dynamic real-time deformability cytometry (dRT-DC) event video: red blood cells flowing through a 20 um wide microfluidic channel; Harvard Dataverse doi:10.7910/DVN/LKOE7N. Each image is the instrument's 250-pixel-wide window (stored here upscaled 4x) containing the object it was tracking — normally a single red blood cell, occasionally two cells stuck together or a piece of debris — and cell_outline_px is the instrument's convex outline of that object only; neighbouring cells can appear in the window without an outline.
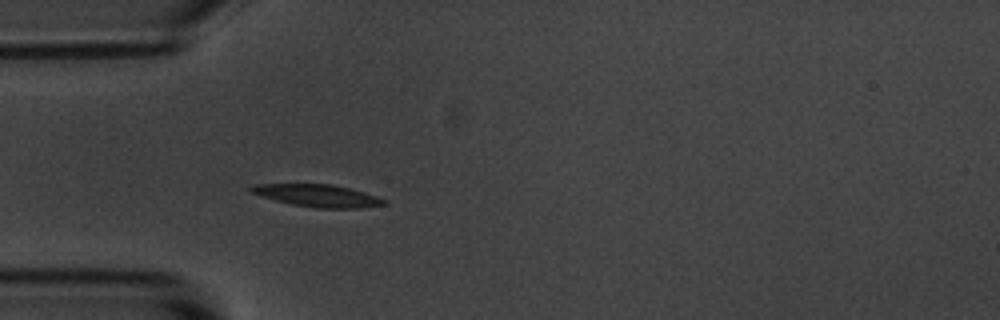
{"species": "common noctule bat (a hibernating species)", "species_latin": "Nyctalus noctula", "temperature_condition": "room temperature", "stored_images_in_passage": 4, "camera_frame_rate_fps": 3000, "um_per_image_px": 0.085, "animal": {"sex": "male", "body_mass_g": 20.1, "forearm_length_mm": 53.5}, "frame": {"image": 1, "passage_image": 4, "time_ms": 3.667, "image_size_px": [1000, 320], "cell_outline_px": [[384, 204], [360, 208], [316, 208], [292, 204], [276, 200], [252, 192], [248, 188], [252, 184], [332, 184], [364, 192], [376, 196], [384, 200]], "centroid_in_image_um": [26.98, 16.62], "position_along_channel_um": 58.0, "area_um2": 16.94}}